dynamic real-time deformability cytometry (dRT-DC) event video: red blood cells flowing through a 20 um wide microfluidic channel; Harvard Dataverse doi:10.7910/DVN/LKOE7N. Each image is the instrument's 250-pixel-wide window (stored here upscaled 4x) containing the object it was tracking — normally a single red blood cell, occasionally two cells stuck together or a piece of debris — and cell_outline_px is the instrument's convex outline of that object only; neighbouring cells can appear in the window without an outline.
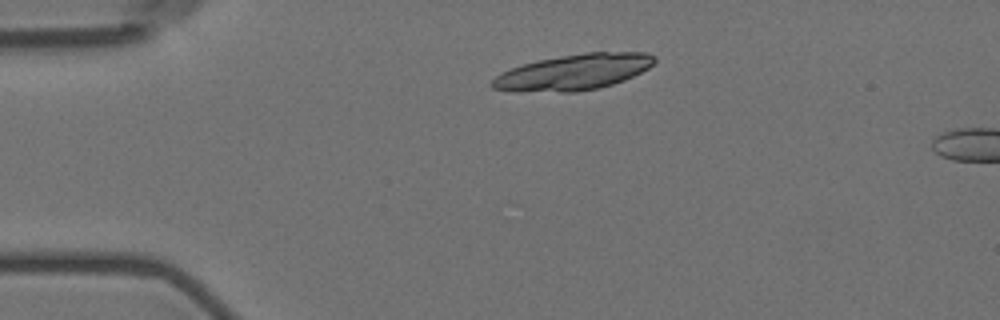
{"species": "Egyptian fruit bat (a non-hibernating species)", "species_latin": "Rousettus aegyptiacus", "temperature_condition": "room temperature", "stored_images_in_passage": 4, "camera_frame_rate_fps": 3000, "um_per_image_px": 0.085, "animal": {"sex": "female"}, "frame": {"image": 1, "passage_image": 2, "time_ms": 1.333, "image_size_px": [1000, 320], "cell_outline_px": [[656, 60], [648, 68], [624, 80], [600, 88], [576, 92], [560, 92], [492, 88], [488, 84], [500, 72], [536, 60], [584, 52], [648, 52], [656, 56]], "centroid_in_image_um": [48.8, 6.11], "position_along_channel_um": 36.2, "area_um2": 33.52}}